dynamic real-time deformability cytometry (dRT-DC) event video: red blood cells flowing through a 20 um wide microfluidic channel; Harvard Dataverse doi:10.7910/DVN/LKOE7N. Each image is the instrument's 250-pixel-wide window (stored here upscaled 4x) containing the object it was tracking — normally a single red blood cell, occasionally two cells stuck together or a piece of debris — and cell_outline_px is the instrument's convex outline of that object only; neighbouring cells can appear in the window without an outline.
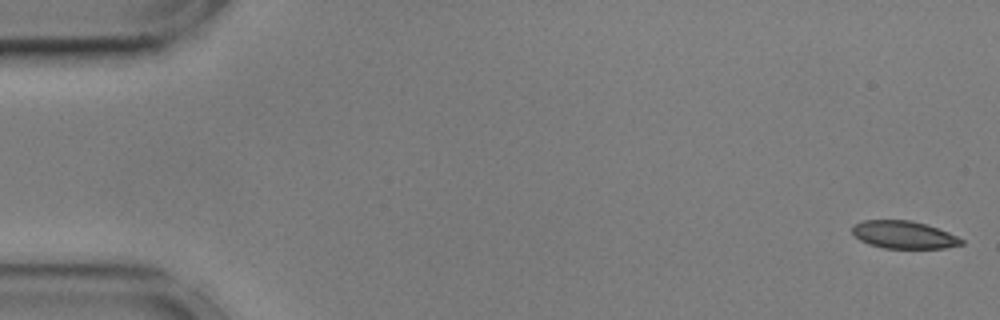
{"species": "common noctule bat (a hibernating species)", "species_latin": "Nyctalus noctula", "temperature_condition": "cold", "stored_images_in_passage": 55, "camera_frame_rate_fps": 3000, "um_per_image_px": 0.085, "animal": {"sex": "male", "body_mass_g": 17.9, "forearm_length_mm": 54.2}, "frame": {"image": 1, "passage_image": 1, "time_ms": 0.0, "image_size_px": [1000, 320], "cell_outline_px": [[964, 244], [944, 248], [884, 248], [868, 244], [860, 240], [852, 232], [852, 224], [864, 220], [912, 220], [928, 224], [948, 232], [964, 240]], "centroid_in_image_um": [76.82, 19.94], "position_along_channel_um": 8.2, "area_um2": 17.69}}
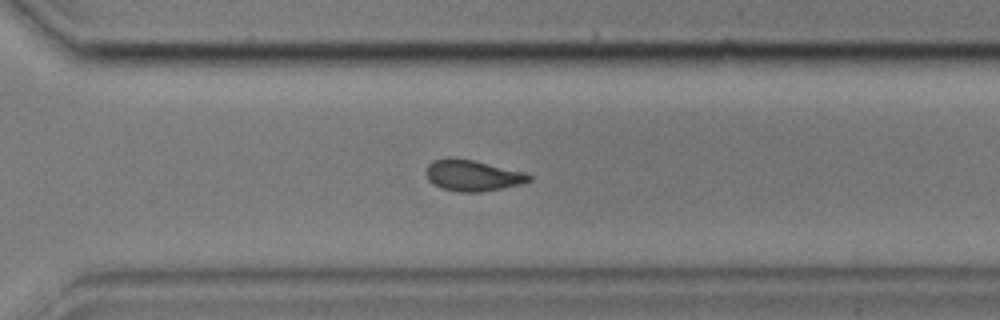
{"frame": {"image": 2, "passage_image": 39, "time_ms": 12.667, "image_size_px": [1000, 320], "cell_outline_px": [[532, 180], [524, 184], [480, 192], [456, 192], [440, 188], [432, 184], [428, 180], [424, 172], [428, 164], [432, 160], [448, 156], [456, 156], [524, 172], [532, 176]], "centroid_in_image_um": [40.11, 14.9], "position_along_channel_um": 330.5, "area_um2": 19.19}}
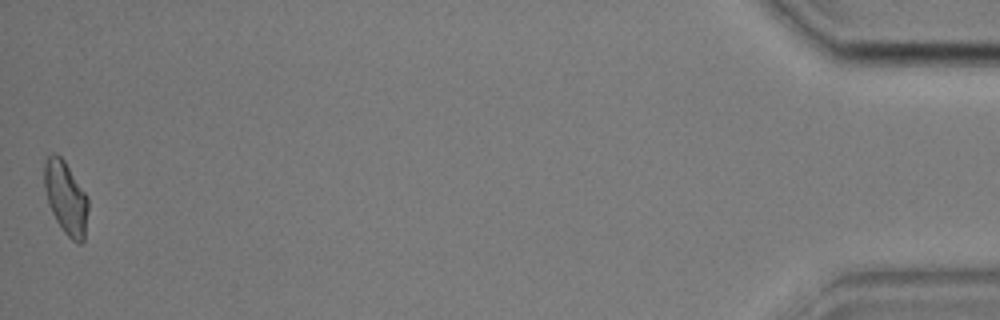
{"frame": {"image": 3, "passage_image": 55, "time_ms": 18.0, "image_size_px": [1000, 320], "cell_outline_px": [[88, 208], [84, 240], [80, 244], [76, 244], [64, 232], [56, 220], [48, 204], [44, 188], [44, 160], [52, 152], [56, 152], [64, 160], [88, 196]], "centroid_in_image_um": [5.59, 16.79], "position_along_channel_um": 429.6, "area_um2": 18.84}, "authors_computed_cell_mechanics": {"area_um2": 18.8428, "velocity_mm_per_s": 3.5946, "shape_relaxation_time_tau1_ms": 3.417, "shape_relaxation_time_tau2_ms": 2.0538, "deformation_change_tau1": 0.1206, "deformation_change_tau2": 0.0802}}